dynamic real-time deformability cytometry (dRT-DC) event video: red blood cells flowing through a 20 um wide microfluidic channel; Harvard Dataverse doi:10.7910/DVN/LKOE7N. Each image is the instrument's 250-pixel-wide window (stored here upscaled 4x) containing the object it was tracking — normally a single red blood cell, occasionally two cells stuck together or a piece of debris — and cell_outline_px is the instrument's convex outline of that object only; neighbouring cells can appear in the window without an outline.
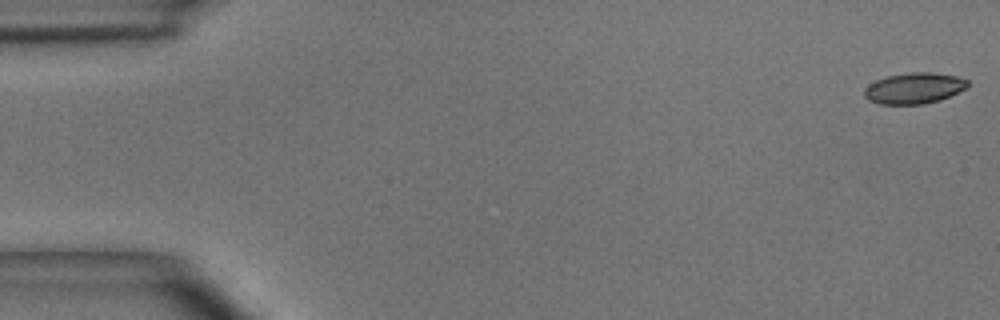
{"species": "common noctule bat (a hibernating species)", "species_latin": "Nyctalus noctula", "temperature_condition": "room temperature", "stored_images_in_passage": 51, "segment_of_instrument_passage": [1, 2], "camera_frame_rate_fps": 3000, "um_per_image_px": 0.085, "animal": {"sex": "male", "body_mass_g": 15.6}, "frame": {"image": 1, "passage_image": 1, "time_ms": 0.0, "image_size_px": [1000, 320], "cell_outline_px": [[968, 88], [940, 100], [924, 104], [880, 104], [868, 100], [864, 96], [864, 88], [868, 84], [876, 80], [888, 76], [908, 72], [932, 72], [956, 76], [968, 80]], "centroid_in_image_um": [77.7, 7.5], "position_along_channel_um": 7.3, "area_um2": 18.79}}
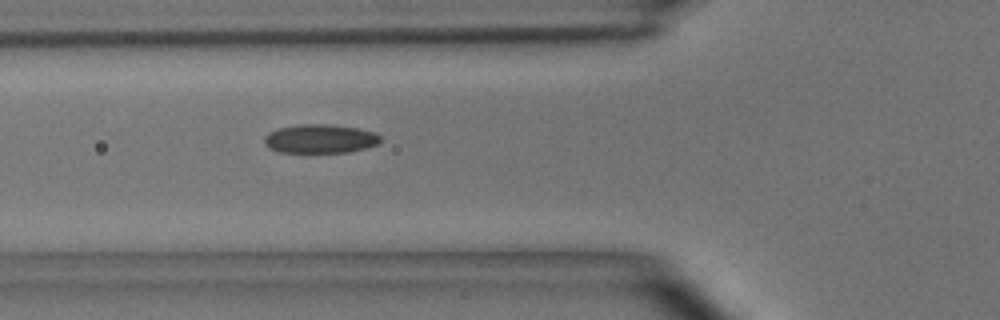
{"frame": {"image": 2, "passage_image": 18, "time_ms": 5.667, "image_size_px": [1000, 320], "cell_outline_px": [[384, 140], [380, 144], [348, 152], [280, 152], [268, 148], [264, 144], [264, 136], [268, 132], [280, 128], [300, 124], [332, 124], [356, 128], [376, 132]], "centroid_in_image_um": [27.24, 11.79], "position_along_channel_um": 98.6, "area_um2": 19.71}}
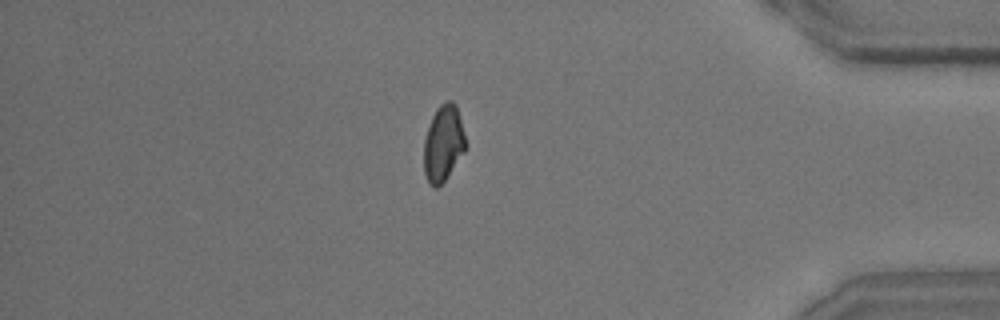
{"frame": {"image": 3, "passage_image": 43, "time_ms": 14.0, "image_size_px": [1000, 320], "cell_outline_px": [[464, 152], [444, 180], [436, 188], [428, 180], [424, 172], [424, 140], [432, 116], [436, 108], [444, 100], [452, 100], [456, 104], [464, 136]], "centroid_in_image_um": [37.66, 12.13], "position_along_channel_um": 397.5, "area_um2": 18.03}}